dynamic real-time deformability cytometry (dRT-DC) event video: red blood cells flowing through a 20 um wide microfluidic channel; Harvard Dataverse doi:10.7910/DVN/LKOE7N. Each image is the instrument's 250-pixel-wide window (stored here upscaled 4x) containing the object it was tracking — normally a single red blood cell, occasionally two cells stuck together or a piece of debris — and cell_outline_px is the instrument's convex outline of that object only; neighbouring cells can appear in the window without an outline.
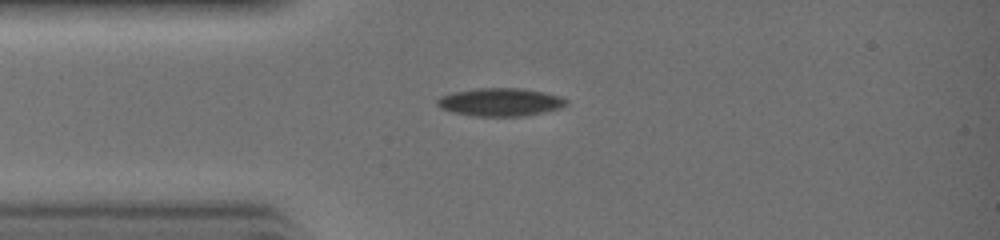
{"species": "common noctule bat (a hibernating species)", "species_latin": "Nyctalus noctula", "temperature_condition": "warm", "stored_images_in_passage": 27, "camera_frame_rate_fps": 3000, "um_per_image_px": 0.085, "animal": {"sex": "female", "body_mass_g": 19.0, "forearm_length_mm": 51.5}, "frame": {"image": 1, "passage_image": 6, "time_ms": 1.667, "image_size_px": [1000, 240], "cell_outline_px": [[568, 104], [564, 108], [528, 116], [472, 116], [452, 112], [440, 108], [436, 104], [436, 100], [440, 96], [452, 92], [476, 88], [520, 88], [544, 92], [560, 96], [568, 100]], "centroid_in_image_um": [42.55, 8.68], "position_along_channel_um": 42.5, "area_um2": 21.5}}
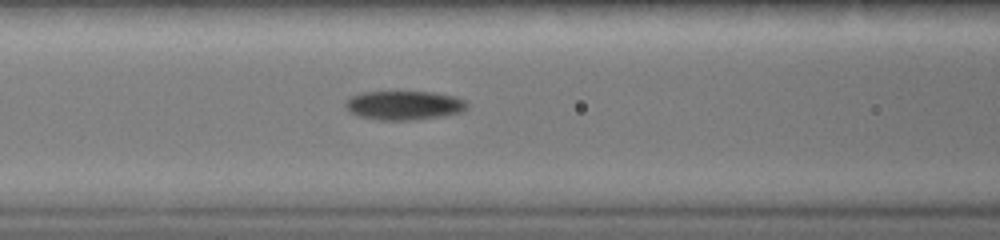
{"frame": {"image": 2, "passage_image": 11, "time_ms": 3.333, "image_size_px": [1000, 240], "cell_outline_px": [[468, 108], [460, 112], [444, 116], [416, 120], [380, 120], [360, 116], [348, 112], [344, 104], [344, 100], [348, 96], [360, 92], [432, 92], [456, 96], [464, 100], [468, 104]], "centroid_in_image_um": [34.31, 8.95], "position_along_channel_um": 132.3, "area_um2": 20.92}}
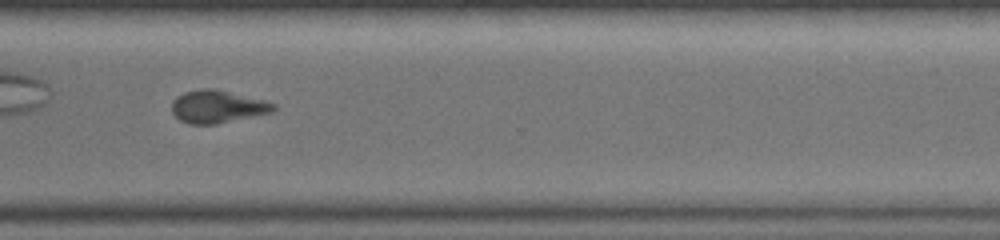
{"frame": {"image": 3, "passage_image": 22, "time_ms": 7.0, "image_size_px": [1000, 240], "cell_outline_px": [[276, 108], [272, 112], [216, 124], [188, 124], [180, 120], [172, 112], [172, 100], [176, 96], [184, 92], [200, 88], [216, 88], [264, 100], [276, 104]], "centroid_in_image_um": [18.46, 9.05], "position_along_channel_um": 352.1, "area_um2": 19.48}}